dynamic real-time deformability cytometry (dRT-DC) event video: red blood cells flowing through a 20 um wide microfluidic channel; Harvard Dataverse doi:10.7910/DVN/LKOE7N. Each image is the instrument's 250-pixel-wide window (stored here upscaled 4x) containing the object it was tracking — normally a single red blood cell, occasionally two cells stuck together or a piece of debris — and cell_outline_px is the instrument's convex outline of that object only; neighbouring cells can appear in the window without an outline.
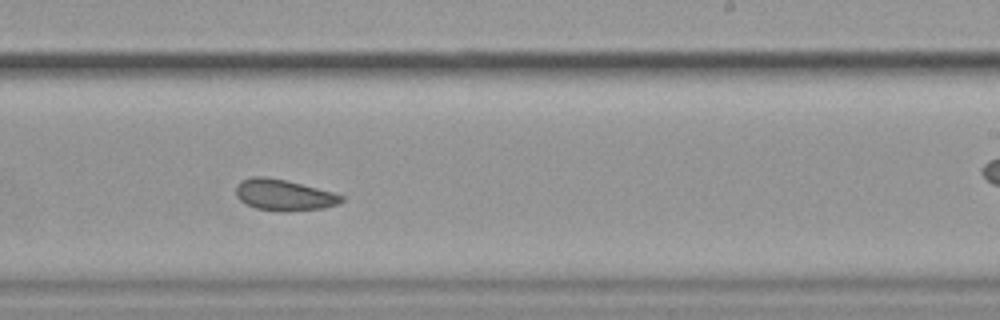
{"species": "common noctule bat (a hibernating species)", "species_latin": "Nyctalus noctula", "temperature_condition": "cold", "stored_images_in_passage": 15, "camera_frame_rate_fps": 3000, "um_per_image_px": 0.085, "animal": {"sex": "female", "body_mass_g": 19.9}, "frame": {"image": 1, "passage_image": 9, "time_ms": 10.0, "image_size_px": [1000, 320], "cell_outline_px": [[344, 200], [336, 204], [324, 208], [288, 212], [280, 212], [256, 208], [244, 204], [236, 196], [236, 184], [240, 180], [252, 176], [264, 176], [284, 180], [332, 192], [344, 196]], "centroid_in_image_um": [24.08, 16.59], "position_along_channel_um": 264.9, "area_um2": 19.25}, "authors_computed_cell_mechanics": {"area_um2": 20.4612, "velocity_mm_per_s": 3.4859, "shape_relaxation_time_tau1_ms": 9.6225, "shape_relaxation_time_tau2_ms": 2.0676, "deformation_change_tau1": 0.0635, "deformation_change_tau2": 0.0586}}